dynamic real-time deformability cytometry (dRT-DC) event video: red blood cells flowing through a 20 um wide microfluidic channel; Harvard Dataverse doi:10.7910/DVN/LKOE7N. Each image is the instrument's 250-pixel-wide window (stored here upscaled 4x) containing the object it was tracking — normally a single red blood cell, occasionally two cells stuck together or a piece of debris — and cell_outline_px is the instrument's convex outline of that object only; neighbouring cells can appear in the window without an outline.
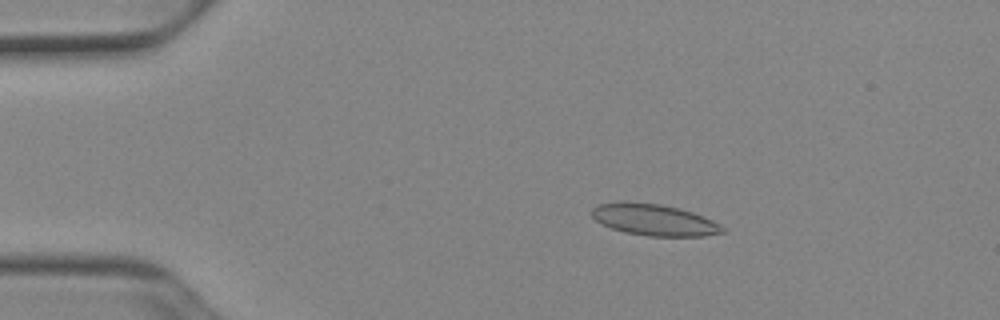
{"species": "Egyptian fruit bat (a non-hibernating species)", "species_latin": "Rousettus aegyptiacus", "temperature_condition": "cold", "stored_images_in_passage": 52, "camera_frame_rate_fps": 3000, "um_per_image_px": 0.085, "animal": {"sex": "female"}, "frame": {"image": 1, "passage_image": 10, "time_ms": 3.0, "image_size_px": [1000, 320], "cell_outline_px": [[724, 232], [704, 236], [648, 236], [624, 232], [600, 224], [592, 216], [592, 208], [596, 204], [624, 200], [660, 204], [680, 208], [692, 212], [712, 220], [724, 228]], "centroid_in_image_um": [55.54, 18.67], "position_along_channel_um": 29.5, "area_um2": 24.16}}
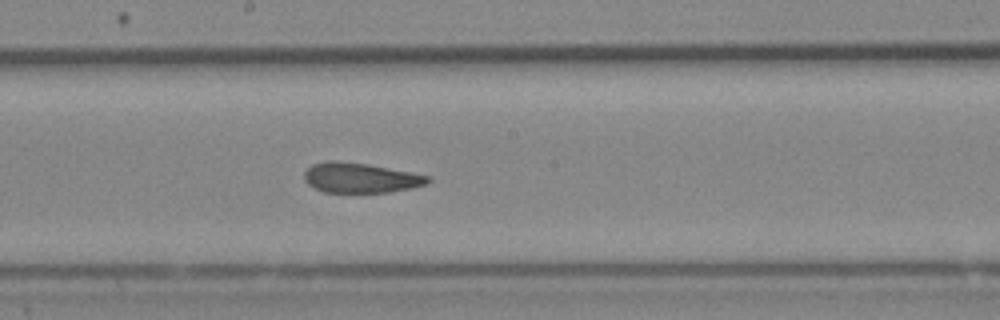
{"frame": {"image": 2, "passage_image": 29, "time_ms": 9.333, "image_size_px": [1000, 320], "cell_outline_px": [[432, 180], [424, 184], [412, 188], [388, 192], [324, 192], [308, 184], [304, 180], [304, 172], [312, 164], [328, 160], [336, 160], [368, 164], [428, 176]], "centroid_in_image_um": [30.59, 15.11], "position_along_channel_um": 217.6, "area_um2": 21.39}}
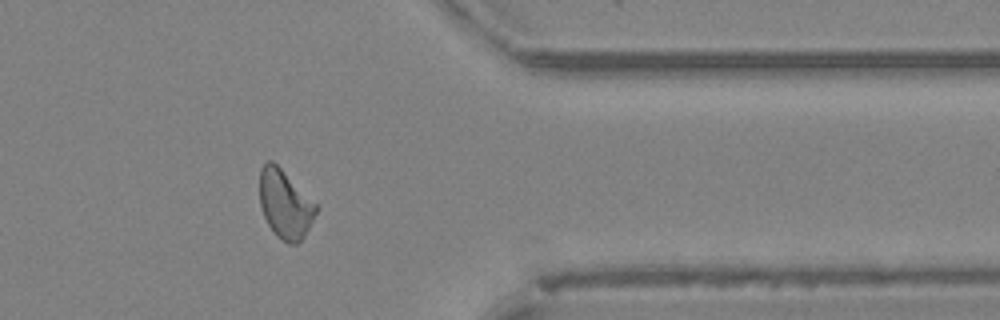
{"frame": {"image": 3, "passage_image": 43, "time_ms": 14.0, "image_size_px": [1000, 320], "cell_outline_px": [[320, 208], [304, 236], [296, 244], [288, 244], [276, 236], [268, 224], [264, 216], [260, 204], [260, 168], [268, 160], [272, 160]], "centroid_in_image_um": [24.23, 17.38], "position_along_channel_um": 387.2, "area_um2": 22.25}, "authors_computed_cell_mechanics": {"area_um2": 22.8888, "velocity_mm_per_s": 3.9165, "shape_relaxation_time_tau1_ms": null, "shape_relaxation_time_tau2_ms": 2.0576, "deformation_change_tau1": null, "deformation_change_tau2": 0.1}}